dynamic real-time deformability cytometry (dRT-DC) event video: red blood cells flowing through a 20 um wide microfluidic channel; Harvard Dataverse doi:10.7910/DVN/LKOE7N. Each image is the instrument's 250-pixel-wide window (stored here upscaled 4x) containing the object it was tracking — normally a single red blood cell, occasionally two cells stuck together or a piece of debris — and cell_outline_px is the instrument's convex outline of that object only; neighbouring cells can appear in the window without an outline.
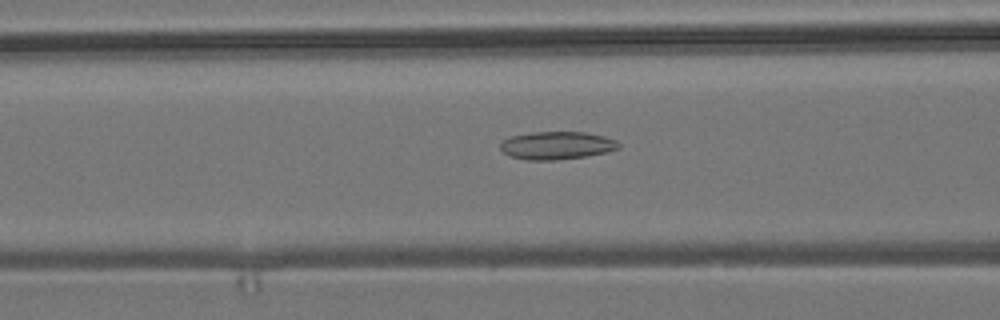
{"species": "common noctule bat (a hibernating species)", "species_latin": "Nyctalus noctula", "temperature_condition": "room temperature", "stored_images_in_passage": 51, "camera_frame_rate_fps": 3000, "um_per_image_px": 0.085, "animal": {"sex": "male", "body_mass_g": 19.2, "forearm_length_mm": 51.8}, "frame": {"image": 1, "passage_image": 19, "time_ms": 6.0, "image_size_px": [1000, 320], "cell_outline_px": [[620, 148], [608, 152], [584, 156], [556, 160], [528, 160], [508, 156], [500, 148], [500, 144], [504, 140], [512, 136], [532, 132], [584, 132], [604, 136], [616, 140], [620, 144]], "centroid_in_image_um": [47.34, 12.36], "position_along_channel_um": 119.3, "area_um2": 19.19}}
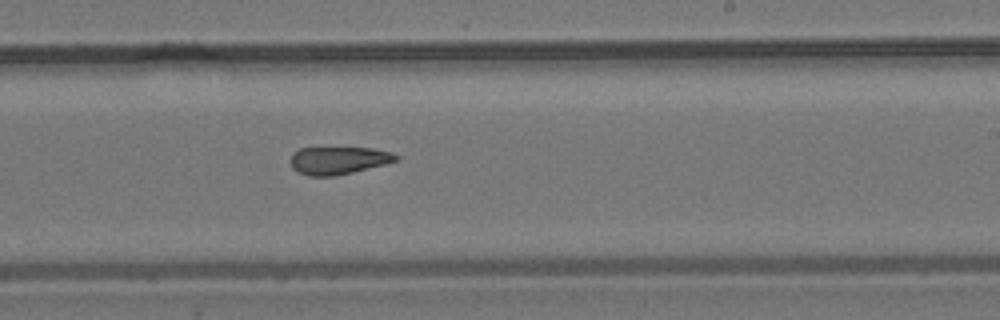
{"frame": {"image": 2, "passage_image": 30, "time_ms": 9.667, "image_size_px": [1000, 320], "cell_outline_px": [[400, 160], [336, 176], [308, 176], [292, 168], [292, 152], [300, 148], [372, 148], [392, 152], [400, 156]], "centroid_in_image_um": [28.8, 13.63], "position_along_channel_um": 260.2, "area_um2": 16.94}}
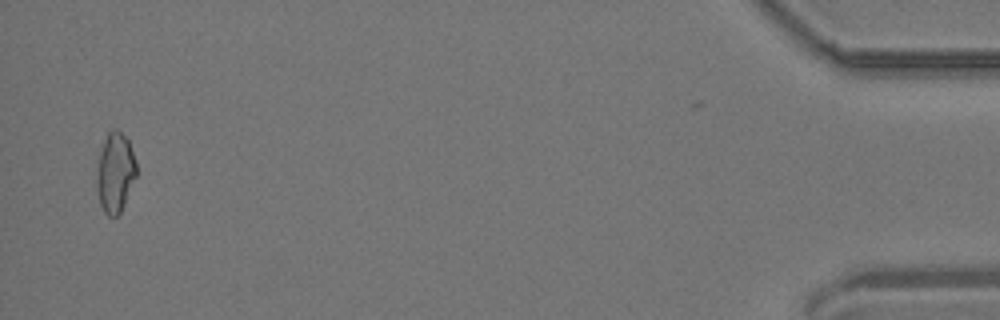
{"frame": {"image": 3, "passage_image": 50, "time_ms": 16.333, "image_size_px": [1000, 320], "cell_outline_px": [[136, 176], [124, 204], [120, 212], [116, 216], [108, 216], [104, 212], [100, 204], [96, 188], [96, 172], [100, 152], [104, 140], [108, 132], [112, 128], [116, 128], [128, 140], [136, 160]], "centroid_in_image_um": [9.78, 14.66], "position_along_channel_um": 425.4, "area_um2": 18.44}, "authors_computed_cell_mechanics": {"area_um2": 18.4382, "velocity_mm_per_s": 3.8511, "shape_relaxation_time_tau1_ms": null, "shape_relaxation_time_tau2_ms": 10.2749, "deformation_change_tau1": null, "deformation_change_tau2": 0.2395}}